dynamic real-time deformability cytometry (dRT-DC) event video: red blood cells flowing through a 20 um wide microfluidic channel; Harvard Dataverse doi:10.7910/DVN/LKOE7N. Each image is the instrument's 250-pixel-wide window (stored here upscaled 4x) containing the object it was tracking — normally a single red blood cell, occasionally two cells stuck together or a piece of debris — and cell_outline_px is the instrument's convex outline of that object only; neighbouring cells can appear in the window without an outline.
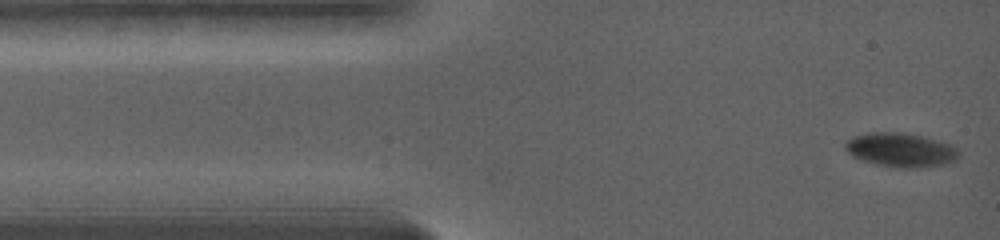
{"species": "common noctule bat (a hibernating species)", "species_latin": "Nyctalus noctula", "temperature_condition": "warm", "stored_images_in_passage": 44, "camera_frame_rate_fps": 5000, "um_per_image_px": 0.085, "animal": {"sex": "female", "body_mass_g": 19.0, "forearm_length_mm": 56.7}, "frame": {"image": 1, "passage_image": 1, "time_ms": 0.0, "image_size_px": [1000, 240], "cell_outline_px": [[956, 160], [940, 164], [916, 168], [904, 168], [876, 164], [860, 160], [852, 156], [844, 148], [844, 144], [852, 136], [868, 132], [904, 132], [924, 136], [940, 140], [952, 144], [956, 148]], "centroid_in_image_um": [76.51, 12.72], "position_along_channel_um": 8.5, "area_um2": 22.54}}
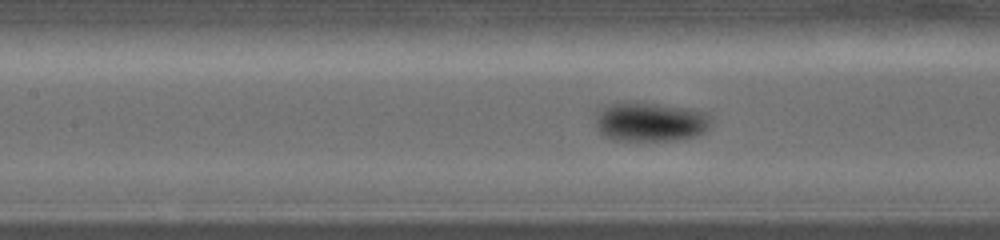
{"frame": {"image": 2, "passage_image": 19, "time_ms": 5.8, "image_size_px": [1000, 240], "cell_outline_px": [[712, 124], [704, 132], [696, 136], [672, 140], [612, 140], [604, 136], [600, 132], [596, 124], [596, 116], [600, 108], [604, 104], [620, 100], [640, 100], [688, 108], [704, 112], [712, 116]], "centroid_in_image_um": [55.25, 10.3], "position_along_channel_um": 152.2, "area_um2": 27.4}}
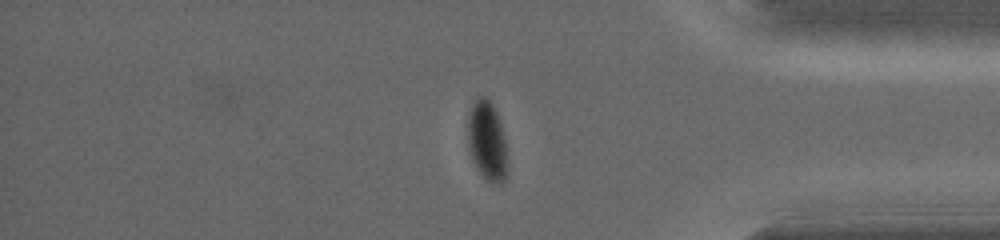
{"frame": {"image": 3, "passage_image": 36, "time_ms": 13.0, "image_size_px": [1000, 240], "cell_outline_px": [[508, 172], [504, 180], [492, 184], [476, 168], [472, 160], [468, 148], [468, 112], [476, 96], [484, 96], [492, 104], [500, 120], [504, 136]], "centroid_in_image_um": [41.39, 11.96], "position_along_channel_um": 393.8, "area_um2": 18.44}, "authors_computed_cell_mechanics": {"area_um2": 22.4264, "velocity_mm_per_s": 3.6069, "shape_relaxation_time_tau1_ms": 2.7036, "shape_relaxation_time_tau2_ms": null, "deformation_change_tau1": 0.1264, "deformation_change_tau2": null}}